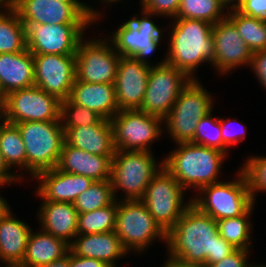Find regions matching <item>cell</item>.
I'll list each match as a JSON object with an SVG mask.
<instances>
[{"mask_svg": "<svg viewBox=\"0 0 266 267\" xmlns=\"http://www.w3.org/2000/svg\"><path fill=\"white\" fill-rule=\"evenodd\" d=\"M168 256L208 267L237 250L219 235L217 221L192 203L166 234Z\"/></svg>", "mask_w": 266, "mask_h": 267, "instance_id": "obj_1", "label": "cell"}, {"mask_svg": "<svg viewBox=\"0 0 266 267\" xmlns=\"http://www.w3.org/2000/svg\"><path fill=\"white\" fill-rule=\"evenodd\" d=\"M169 34L166 63L184 72L191 80L202 63H214L213 24L197 19L174 18Z\"/></svg>", "mask_w": 266, "mask_h": 267, "instance_id": "obj_2", "label": "cell"}, {"mask_svg": "<svg viewBox=\"0 0 266 267\" xmlns=\"http://www.w3.org/2000/svg\"><path fill=\"white\" fill-rule=\"evenodd\" d=\"M176 145L178 147L162 160L163 167L184 189L199 190L203 186L220 182L217 178L226 158L224 152L191 142Z\"/></svg>", "mask_w": 266, "mask_h": 267, "instance_id": "obj_3", "label": "cell"}, {"mask_svg": "<svg viewBox=\"0 0 266 267\" xmlns=\"http://www.w3.org/2000/svg\"><path fill=\"white\" fill-rule=\"evenodd\" d=\"M15 125L25 145L27 173L35 179L40 173L57 167L65 141L60 121H26Z\"/></svg>", "mask_w": 266, "mask_h": 267, "instance_id": "obj_4", "label": "cell"}, {"mask_svg": "<svg viewBox=\"0 0 266 267\" xmlns=\"http://www.w3.org/2000/svg\"><path fill=\"white\" fill-rule=\"evenodd\" d=\"M238 172L235 180L203 186L191 203L216 221L243 215L254 201L244 171Z\"/></svg>", "mask_w": 266, "mask_h": 267, "instance_id": "obj_5", "label": "cell"}, {"mask_svg": "<svg viewBox=\"0 0 266 267\" xmlns=\"http://www.w3.org/2000/svg\"><path fill=\"white\" fill-rule=\"evenodd\" d=\"M150 151L116 150L112 159L111 183L115 200L120 189L125 196L121 200H141L152 178L163 167V161L155 160Z\"/></svg>", "mask_w": 266, "mask_h": 267, "instance_id": "obj_6", "label": "cell"}, {"mask_svg": "<svg viewBox=\"0 0 266 267\" xmlns=\"http://www.w3.org/2000/svg\"><path fill=\"white\" fill-rule=\"evenodd\" d=\"M213 101L211 93L199 83V80H191L182 90L169 115L163 120L171 140L176 144L191 142L200 119L213 111Z\"/></svg>", "mask_w": 266, "mask_h": 267, "instance_id": "obj_7", "label": "cell"}, {"mask_svg": "<svg viewBox=\"0 0 266 267\" xmlns=\"http://www.w3.org/2000/svg\"><path fill=\"white\" fill-rule=\"evenodd\" d=\"M118 200L114 232L128 253L143 252L157 238L166 243V233L141 200Z\"/></svg>", "mask_w": 266, "mask_h": 267, "instance_id": "obj_8", "label": "cell"}, {"mask_svg": "<svg viewBox=\"0 0 266 267\" xmlns=\"http://www.w3.org/2000/svg\"><path fill=\"white\" fill-rule=\"evenodd\" d=\"M185 190L164 167L152 178L141 201L155 222L167 234L191 204L185 201Z\"/></svg>", "mask_w": 266, "mask_h": 267, "instance_id": "obj_9", "label": "cell"}, {"mask_svg": "<svg viewBox=\"0 0 266 267\" xmlns=\"http://www.w3.org/2000/svg\"><path fill=\"white\" fill-rule=\"evenodd\" d=\"M13 9L23 24H91L101 13L86 3L58 0H14Z\"/></svg>", "mask_w": 266, "mask_h": 267, "instance_id": "obj_10", "label": "cell"}, {"mask_svg": "<svg viewBox=\"0 0 266 267\" xmlns=\"http://www.w3.org/2000/svg\"><path fill=\"white\" fill-rule=\"evenodd\" d=\"M190 81L184 72L167 64L165 58L158 64H152L147 89L139 110L164 120Z\"/></svg>", "mask_w": 266, "mask_h": 267, "instance_id": "obj_11", "label": "cell"}, {"mask_svg": "<svg viewBox=\"0 0 266 267\" xmlns=\"http://www.w3.org/2000/svg\"><path fill=\"white\" fill-rule=\"evenodd\" d=\"M141 11V18L132 15L130 20L120 25L108 38L120 56L132 57L139 62L151 65L147 58L157 50L162 40V28L151 18L158 15L147 12L143 8Z\"/></svg>", "mask_w": 266, "mask_h": 267, "instance_id": "obj_12", "label": "cell"}, {"mask_svg": "<svg viewBox=\"0 0 266 267\" xmlns=\"http://www.w3.org/2000/svg\"><path fill=\"white\" fill-rule=\"evenodd\" d=\"M162 123V118L139 109L120 110L111 118L115 149L152 152V143L165 131Z\"/></svg>", "mask_w": 266, "mask_h": 267, "instance_id": "obj_13", "label": "cell"}, {"mask_svg": "<svg viewBox=\"0 0 266 267\" xmlns=\"http://www.w3.org/2000/svg\"><path fill=\"white\" fill-rule=\"evenodd\" d=\"M80 40L76 52V79L87 83L114 84L120 55L111 40Z\"/></svg>", "mask_w": 266, "mask_h": 267, "instance_id": "obj_14", "label": "cell"}, {"mask_svg": "<svg viewBox=\"0 0 266 267\" xmlns=\"http://www.w3.org/2000/svg\"><path fill=\"white\" fill-rule=\"evenodd\" d=\"M26 45L32 55H76L90 24H24Z\"/></svg>", "mask_w": 266, "mask_h": 267, "instance_id": "obj_15", "label": "cell"}, {"mask_svg": "<svg viewBox=\"0 0 266 267\" xmlns=\"http://www.w3.org/2000/svg\"><path fill=\"white\" fill-rule=\"evenodd\" d=\"M60 100L36 85L6 95L8 123L59 121Z\"/></svg>", "mask_w": 266, "mask_h": 267, "instance_id": "obj_16", "label": "cell"}, {"mask_svg": "<svg viewBox=\"0 0 266 267\" xmlns=\"http://www.w3.org/2000/svg\"><path fill=\"white\" fill-rule=\"evenodd\" d=\"M33 58L34 85L60 101L69 98L76 80V56L39 54Z\"/></svg>", "mask_w": 266, "mask_h": 267, "instance_id": "obj_17", "label": "cell"}, {"mask_svg": "<svg viewBox=\"0 0 266 267\" xmlns=\"http://www.w3.org/2000/svg\"><path fill=\"white\" fill-rule=\"evenodd\" d=\"M212 36L215 50L212 66L220 76L243 65L251 66L253 52L227 17L213 24Z\"/></svg>", "mask_w": 266, "mask_h": 267, "instance_id": "obj_18", "label": "cell"}, {"mask_svg": "<svg viewBox=\"0 0 266 267\" xmlns=\"http://www.w3.org/2000/svg\"><path fill=\"white\" fill-rule=\"evenodd\" d=\"M151 66L132 57H120L114 83L119 111L140 109Z\"/></svg>", "mask_w": 266, "mask_h": 267, "instance_id": "obj_19", "label": "cell"}, {"mask_svg": "<svg viewBox=\"0 0 266 267\" xmlns=\"http://www.w3.org/2000/svg\"><path fill=\"white\" fill-rule=\"evenodd\" d=\"M36 179L40 181L36 194L42 201H57L72 204L94 182L86 176L66 173L57 167L40 173Z\"/></svg>", "mask_w": 266, "mask_h": 267, "instance_id": "obj_20", "label": "cell"}, {"mask_svg": "<svg viewBox=\"0 0 266 267\" xmlns=\"http://www.w3.org/2000/svg\"><path fill=\"white\" fill-rule=\"evenodd\" d=\"M112 159L113 156L94 155L64 141L57 168L66 173L86 176L93 181L111 180Z\"/></svg>", "mask_w": 266, "mask_h": 267, "instance_id": "obj_21", "label": "cell"}, {"mask_svg": "<svg viewBox=\"0 0 266 267\" xmlns=\"http://www.w3.org/2000/svg\"><path fill=\"white\" fill-rule=\"evenodd\" d=\"M70 251L80 257L94 258L116 267L117 259L128 253L113 231L95 234H77L70 244Z\"/></svg>", "mask_w": 266, "mask_h": 267, "instance_id": "obj_22", "label": "cell"}, {"mask_svg": "<svg viewBox=\"0 0 266 267\" xmlns=\"http://www.w3.org/2000/svg\"><path fill=\"white\" fill-rule=\"evenodd\" d=\"M65 142L77 149L101 156H114V137L111 120L91 126L64 128Z\"/></svg>", "mask_w": 266, "mask_h": 267, "instance_id": "obj_23", "label": "cell"}, {"mask_svg": "<svg viewBox=\"0 0 266 267\" xmlns=\"http://www.w3.org/2000/svg\"><path fill=\"white\" fill-rule=\"evenodd\" d=\"M69 99L95 111L104 119L111 120L119 112L114 84L87 83L76 79Z\"/></svg>", "mask_w": 266, "mask_h": 267, "instance_id": "obj_24", "label": "cell"}, {"mask_svg": "<svg viewBox=\"0 0 266 267\" xmlns=\"http://www.w3.org/2000/svg\"><path fill=\"white\" fill-rule=\"evenodd\" d=\"M39 209L38 218L39 223H41L40 228L71 244L78 234V211L75 209L74 204L42 201Z\"/></svg>", "mask_w": 266, "mask_h": 267, "instance_id": "obj_25", "label": "cell"}, {"mask_svg": "<svg viewBox=\"0 0 266 267\" xmlns=\"http://www.w3.org/2000/svg\"><path fill=\"white\" fill-rule=\"evenodd\" d=\"M32 229L17 219L11 209L0 218V260L5 266H20Z\"/></svg>", "mask_w": 266, "mask_h": 267, "instance_id": "obj_26", "label": "cell"}, {"mask_svg": "<svg viewBox=\"0 0 266 267\" xmlns=\"http://www.w3.org/2000/svg\"><path fill=\"white\" fill-rule=\"evenodd\" d=\"M34 85V58L26 48L19 53L0 54V88L6 96Z\"/></svg>", "mask_w": 266, "mask_h": 267, "instance_id": "obj_27", "label": "cell"}, {"mask_svg": "<svg viewBox=\"0 0 266 267\" xmlns=\"http://www.w3.org/2000/svg\"><path fill=\"white\" fill-rule=\"evenodd\" d=\"M36 232L31 231L29 235L25 257L20 267H41L64 257L70 251V244L63 239L42 229Z\"/></svg>", "mask_w": 266, "mask_h": 267, "instance_id": "obj_28", "label": "cell"}, {"mask_svg": "<svg viewBox=\"0 0 266 267\" xmlns=\"http://www.w3.org/2000/svg\"><path fill=\"white\" fill-rule=\"evenodd\" d=\"M227 18L236 26L239 35L253 53L266 49V22L242 14L237 9L230 10Z\"/></svg>", "mask_w": 266, "mask_h": 267, "instance_id": "obj_29", "label": "cell"}, {"mask_svg": "<svg viewBox=\"0 0 266 267\" xmlns=\"http://www.w3.org/2000/svg\"><path fill=\"white\" fill-rule=\"evenodd\" d=\"M254 205L255 203L243 215L217 221L219 235L237 249L250 250L252 246L250 215L254 210Z\"/></svg>", "mask_w": 266, "mask_h": 267, "instance_id": "obj_30", "label": "cell"}, {"mask_svg": "<svg viewBox=\"0 0 266 267\" xmlns=\"http://www.w3.org/2000/svg\"><path fill=\"white\" fill-rule=\"evenodd\" d=\"M27 48L26 27L17 12L0 15V54L19 53Z\"/></svg>", "mask_w": 266, "mask_h": 267, "instance_id": "obj_31", "label": "cell"}, {"mask_svg": "<svg viewBox=\"0 0 266 267\" xmlns=\"http://www.w3.org/2000/svg\"><path fill=\"white\" fill-rule=\"evenodd\" d=\"M0 152L10 169L18 167L26 171V149L15 124L7 122L0 127Z\"/></svg>", "mask_w": 266, "mask_h": 267, "instance_id": "obj_32", "label": "cell"}, {"mask_svg": "<svg viewBox=\"0 0 266 267\" xmlns=\"http://www.w3.org/2000/svg\"><path fill=\"white\" fill-rule=\"evenodd\" d=\"M225 10L220 0H180L175 18L197 19L215 24L227 17Z\"/></svg>", "mask_w": 266, "mask_h": 267, "instance_id": "obj_33", "label": "cell"}, {"mask_svg": "<svg viewBox=\"0 0 266 267\" xmlns=\"http://www.w3.org/2000/svg\"><path fill=\"white\" fill-rule=\"evenodd\" d=\"M117 200L111 205L78 214V234L106 233L115 229Z\"/></svg>", "mask_w": 266, "mask_h": 267, "instance_id": "obj_34", "label": "cell"}, {"mask_svg": "<svg viewBox=\"0 0 266 267\" xmlns=\"http://www.w3.org/2000/svg\"><path fill=\"white\" fill-rule=\"evenodd\" d=\"M115 201L111 180L94 181L74 201L78 214L111 205Z\"/></svg>", "mask_w": 266, "mask_h": 267, "instance_id": "obj_35", "label": "cell"}, {"mask_svg": "<svg viewBox=\"0 0 266 267\" xmlns=\"http://www.w3.org/2000/svg\"><path fill=\"white\" fill-rule=\"evenodd\" d=\"M103 120L95 111L73 103L69 98L60 102L59 121L63 128L91 126Z\"/></svg>", "mask_w": 266, "mask_h": 267, "instance_id": "obj_36", "label": "cell"}, {"mask_svg": "<svg viewBox=\"0 0 266 267\" xmlns=\"http://www.w3.org/2000/svg\"><path fill=\"white\" fill-rule=\"evenodd\" d=\"M220 118L212 117V111L202 117L191 143L218 149L228 155L229 148L223 143Z\"/></svg>", "mask_w": 266, "mask_h": 267, "instance_id": "obj_37", "label": "cell"}, {"mask_svg": "<svg viewBox=\"0 0 266 267\" xmlns=\"http://www.w3.org/2000/svg\"><path fill=\"white\" fill-rule=\"evenodd\" d=\"M241 169L247 177L252 199L256 203V193L266 192V156L249 157Z\"/></svg>", "mask_w": 266, "mask_h": 267, "instance_id": "obj_38", "label": "cell"}, {"mask_svg": "<svg viewBox=\"0 0 266 267\" xmlns=\"http://www.w3.org/2000/svg\"><path fill=\"white\" fill-rule=\"evenodd\" d=\"M142 8L154 15L175 18L180 6V0H140Z\"/></svg>", "mask_w": 266, "mask_h": 267, "instance_id": "obj_39", "label": "cell"}, {"mask_svg": "<svg viewBox=\"0 0 266 267\" xmlns=\"http://www.w3.org/2000/svg\"><path fill=\"white\" fill-rule=\"evenodd\" d=\"M236 121H234L233 119H220V125H221V130H222V138H223V143L229 148V146H235V144L240 143L242 140H244V138L246 137V129H245V125H242L241 122H238L239 125H241V127L237 124V128L238 126L240 127L239 130H237L236 126H232V124H234ZM235 124V125H236ZM232 126V128H231ZM241 129V130H240Z\"/></svg>", "mask_w": 266, "mask_h": 267, "instance_id": "obj_40", "label": "cell"}, {"mask_svg": "<svg viewBox=\"0 0 266 267\" xmlns=\"http://www.w3.org/2000/svg\"><path fill=\"white\" fill-rule=\"evenodd\" d=\"M237 10L242 14L266 22V0H243Z\"/></svg>", "mask_w": 266, "mask_h": 267, "instance_id": "obj_41", "label": "cell"}, {"mask_svg": "<svg viewBox=\"0 0 266 267\" xmlns=\"http://www.w3.org/2000/svg\"><path fill=\"white\" fill-rule=\"evenodd\" d=\"M249 252L250 250L237 249L228 257L208 267H251L252 265L247 262Z\"/></svg>", "mask_w": 266, "mask_h": 267, "instance_id": "obj_42", "label": "cell"}, {"mask_svg": "<svg viewBox=\"0 0 266 267\" xmlns=\"http://www.w3.org/2000/svg\"><path fill=\"white\" fill-rule=\"evenodd\" d=\"M250 68L254 71L261 86L266 89V49L253 53Z\"/></svg>", "mask_w": 266, "mask_h": 267, "instance_id": "obj_43", "label": "cell"}, {"mask_svg": "<svg viewBox=\"0 0 266 267\" xmlns=\"http://www.w3.org/2000/svg\"><path fill=\"white\" fill-rule=\"evenodd\" d=\"M69 267H110L105 262L87 257H80L69 251Z\"/></svg>", "mask_w": 266, "mask_h": 267, "instance_id": "obj_44", "label": "cell"}, {"mask_svg": "<svg viewBox=\"0 0 266 267\" xmlns=\"http://www.w3.org/2000/svg\"><path fill=\"white\" fill-rule=\"evenodd\" d=\"M24 176L21 175V173H12L11 169L8 167V165L5 163L3 155L0 152V184H9V183H13V182H17L19 180V182L21 181V179Z\"/></svg>", "mask_w": 266, "mask_h": 267, "instance_id": "obj_45", "label": "cell"}, {"mask_svg": "<svg viewBox=\"0 0 266 267\" xmlns=\"http://www.w3.org/2000/svg\"><path fill=\"white\" fill-rule=\"evenodd\" d=\"M167 258L168 259L165 260L162 267H203L200 265L187 264V263L181 262L177 259L171 258L170 256H168Z\"/></svg>", "mask_w": 266, "mask_h": 267, "instance_id": "obj_46", "label": "cell"}, {"mask_svg": "<svg viewBox=\"0 0 266 267\" xmlns=\"http://www.w3.org/2000/svg\"><path fill=\"white\" fill-rule=\"evenodd\" d=\"M41 267H69V252L64 257L54 260L53 262H50Z\"/></svg>", "mask_w": 266, "mask_h": 267, "instance_id": "obj_47", "label": "cell"}, {"mask_svg": "<svg viewBox=\"0 0 266 267\" xmlns=\"http://www.w3.org/2000/svg\"><path fill=\"white\" fill-rule=\"evenodd\" d=\"M7 122L6 98H0V127Z\"/></svg>", "mask_w": 266, "mask_h": 267, "instance_id": "obj_48", "label": "cell"}, {"mask_svg": "<svg viewBox=\"0 0 266 267\" xmlns=\"http://www.w3.org/2000/svg\"><path fill=\"white\" fill-rule=\"evenodd\" d=\"M13 3H14V0H0V15H4L10 12L13 9Z\"/></svg>", "mask_w": 266, "mask_h": 267, "instance_id": "obj_49", "label": "cell"}, {"mask_svg": "<svg viewBox=\"0 0 266 267\" xmlns=\"http://www.w3.org/2000/svg\"><path fill=\"white\" fill-rule=\"evenodd\" d=\"M220 2L227 10L228 8L229 10H234V9H237L241 5L243 0H220Z\"/></svg>", "mask_w": 266, "mask_h": 267, "instance_id": "obj_50", "label": "cell"}, {"mask_svg": "<svg viewBox=\"0 0 266 267\" xmlns=\"http://www.w3.org/2000/svg\"><path fill=\"white\" fill-rule=\"evenodd\" d=\"M4 186V184H0V187ZM10 210V206L3 197L0 195V218L5 215Z\"/></svg>", "mask_w": 266, "mask_h": 267, "instance_id": "obj_51", "label": "cell"}, {"mask_svg": "<svg viewBox=\"0 0 266 267\" xmlns=\"http://www.w3.org/2000/svg\"><path fill=\"white\" fill-rule=\"evenodd\" d=\"M58 1L63 3H83L80 0H58Z\"/></svg>", "mask_w": 266, "mask_h": 267, "instance_id": "obj_52", "label": "cell"}, {"mask_svg": "<svg viewBox=\"0 0 266 267\" xmlns=\"http://www.w3.org/2000/svg\"><path fill=\"white\" fill-rule=\"evenodd\" d=\"M119 1H122V0H101V2H105V3H108V5L111 3V5L113 4V3H117V2H119Z\"/></svg>", "mask_w": 266, "mask_h": 267, "instance_id": "obj_53", "label": "cell"}, {"mask_svg": "<svg viewBox=\"0 0 266 267\" xmlns=\"http://www.w3.org/2000/svg\"><path fill=\"white\" fill-rule=\"evenodd\" d=\"M251 267H266V264H262V265L261 264L260 265L259 264H257V265L255 264V265H253V263H252Z\"/></svg>", "mask_w": 266, "mask_h": 267, "instance_id": "obj_54", "label": "cell"}, {"mask_svg": "<svg viewBox=\"0 0 266 267\" xmlns=\"http://www.w3.org/2000/svg\"><path fill=\"white\" fill-rule=\"evenodd\" d=\"M0 98H6V96L3 94L1 88H0Z\"/></svg>", "mask_w": 266, "mask_h": 267, "instance_id": "obj_55", "label": "cell"}, {"mask_svg": "<svg viewBox=\"0 0 266 267\" xmlns=\"http://www.w3.org/2000/svg\"><path fill=\"white\" fill-rule=\"evenodd\" d=\"M4 267H20V266H4Z\"/></svg>", "mask_w": 266, "mask_h": 267, "instance_id": "obj_56", "label": "cell"}]
</instances>
